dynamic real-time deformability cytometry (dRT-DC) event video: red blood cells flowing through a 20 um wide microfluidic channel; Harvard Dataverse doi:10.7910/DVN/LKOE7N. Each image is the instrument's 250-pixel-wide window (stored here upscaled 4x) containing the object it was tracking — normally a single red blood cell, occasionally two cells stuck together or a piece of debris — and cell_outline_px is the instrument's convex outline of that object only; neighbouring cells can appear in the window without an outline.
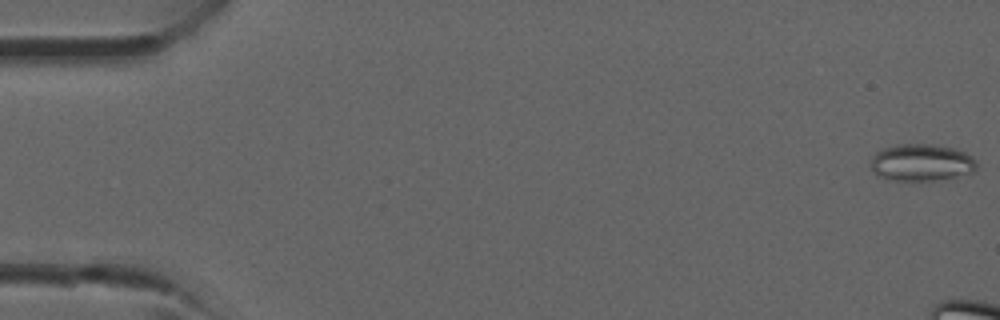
{"species": "common noctule bat (a hibernating species)", "species_latin": "Nyctalus noctula", "temperature_condition": "room temperature", "stored_images_in_passage": 9, "camera_frame_rate_fps": 3000, "um_per_image_px": 0.085, "animal": {"sex": "male", "forearm_length_mm": 52.5}, "frame": {"image": 1, "passage_image": 1, "time_ms": 0.0, "image_size_px": [1000, 320], "cell_outline_px": [[976, 172], [920, 184], [884, 180], [876, 176], [872, 172], [872, 156], [880, 148], [896, 144], [936, 144], [952, 148], [964, 152], [972, 156], [976, 160]], "centroid_in_image_um": [78.28, 13.87], "position_along_channel_um": 6.7, "area_um2": 24.04}}